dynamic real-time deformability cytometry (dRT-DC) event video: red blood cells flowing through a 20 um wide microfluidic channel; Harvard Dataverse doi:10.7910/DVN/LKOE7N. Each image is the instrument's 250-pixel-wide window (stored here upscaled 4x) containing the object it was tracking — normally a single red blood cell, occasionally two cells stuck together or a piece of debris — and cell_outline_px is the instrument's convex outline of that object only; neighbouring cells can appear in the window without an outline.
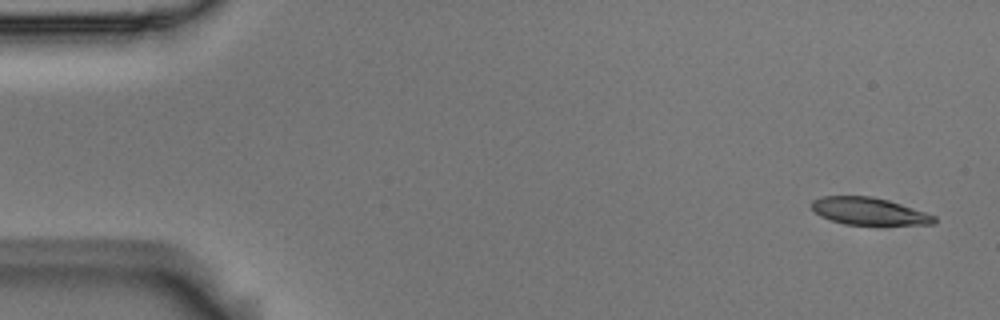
{"species": "Egyptian fruit bat (a non-hibernating species)", "species_latin": "Rousettus aegyptiacus", "temperature_condition": "room temperature", "stored_images_in_passage": 8, "camera_frame_rate_fps": 3000, "um_per_image_px": 0.085, "animal": {"sex": "male"}, "frame": {"image": 1, "passage_image": 1, "time_ms": 0.0, "image_size_px": [1000, 320], "cell_outline_px": [[936, 220], [932, 224], [844, 224], [820, 216], [812, 208], [812, 200], [824, 196], [872, 196], [888, 200], [936, 216]], "centroid_in_image_um": [73.83, 17.94], "position_along_channel_um": 11.2, "area_um2": 19.07}}
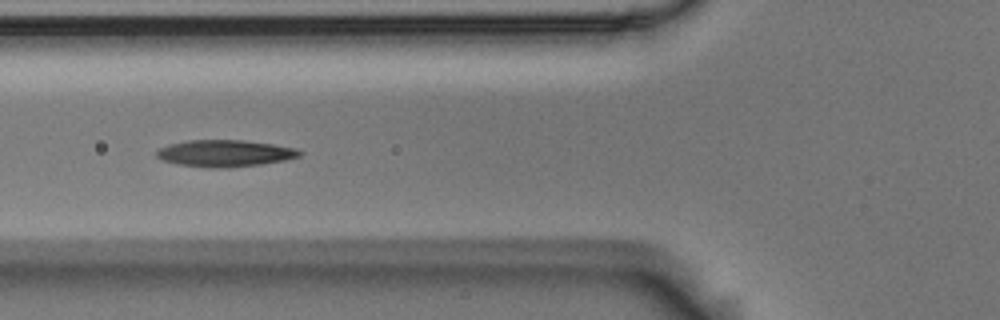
{"frame": {"image": 2, "passage_image": 6, "time_ms": 1.667, "image_size_px": [1000, 320], "cell_outline_px": [[304, 152], [300, 156], [284, 160], [260, 164], [228, 168], [212, 168], [176, 164], [164, 160], [156, 156], [156, 152], [160, 148], [168, 144], [188, 140], [244, 140], [272, 144], [296, 148]], "centroid_in_image_um": [19.12, 13.03], "position_along_channel_um": 106.7, "area_um2": 22.31}}
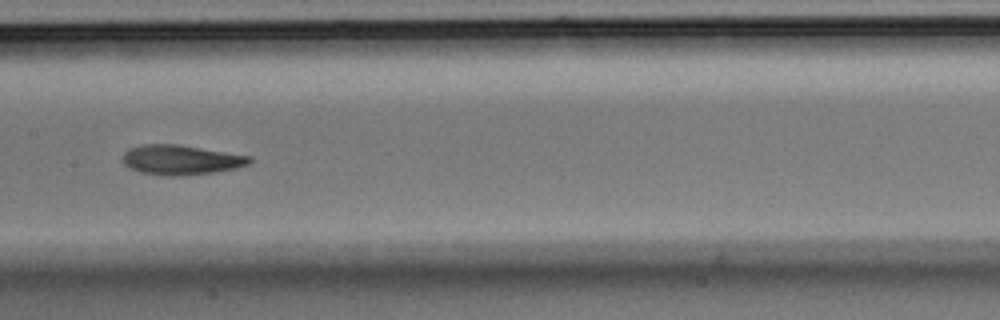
{"frame": {"image": 3, "passage_image": 8, "time_ms": 2.333, "image_size_px": [1000, 320], "cell_outline_px": [[252, 160], [248, 164], [236, 168], [212, 172], [184, 176], [168, 176], [140, 172], [128, 168], [124, 164], [124, 152], [128, 148], [144, 144], [180, 144], [252, 156]], "centroid_in_image_um": [15.38, 13.58], "position_along_channel_um": 192.0, "area_um2": 22.14}}